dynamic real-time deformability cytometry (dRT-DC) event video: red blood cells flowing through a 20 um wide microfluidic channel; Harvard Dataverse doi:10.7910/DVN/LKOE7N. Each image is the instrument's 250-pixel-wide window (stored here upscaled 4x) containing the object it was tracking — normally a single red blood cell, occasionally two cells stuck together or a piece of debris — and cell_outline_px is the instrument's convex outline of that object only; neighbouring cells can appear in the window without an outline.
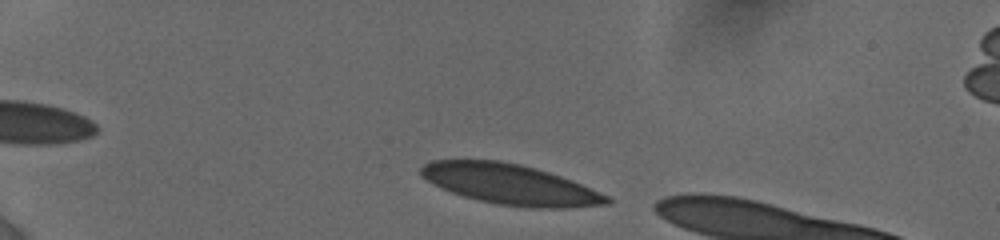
{"species": "human", "species_latin": "Homo sapiens", "temperature_condition": "cold", "stored_images_in_passage": 40, "camera_frame_rate_fps": 3000, "um_per_image_px": 0.085, "donor": {"sex": "female"}, "frame": {"image": 1, "passage_image": 3, "time_ms": 0.667, "image_size_px": [1000, 240], "cell_outline_px": [[612, 204], [564, 208], [528, 208], [496, 204], [464, 196], [440, 188], [432, 184], [420, 176], [420, 168], [428, 160], [500, 160], [520, 164], [536, 168], [572, 180], [608, 196], [612, 200]], "centroid_in_image_um": [43.34, 15.67], "position_along_channel_um": 41.7, "area_um2": 43.87}}
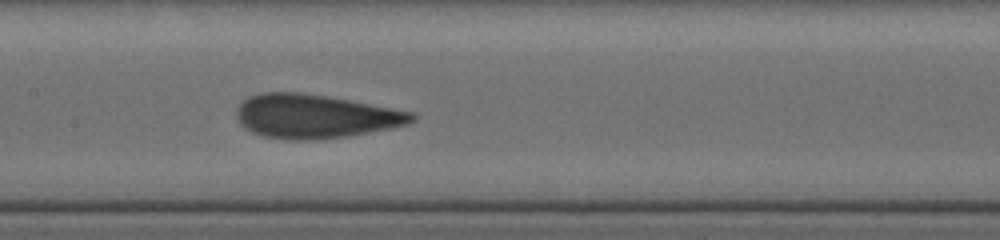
{"frame": {"image": 2, "passage_image": 18, "time_ms": 6.0, "image_size_px": [1000, 240], "cell_outline_px": [[416, 120], [408, 124], [392, 128], [348, 136], [316, 140], [292, 140], [264, 136], [252, 132], [244, 128], [240, 124], [236, 116], [236, 108], [248, 96], [264, 92], [300, 92], [328, 96], [392, 108], [412, 112], [416, 116]], "centroid_in_image_um": [26.77, 9.89], "position_along_channel_um": 180.6, "area_um2": 44.91}}
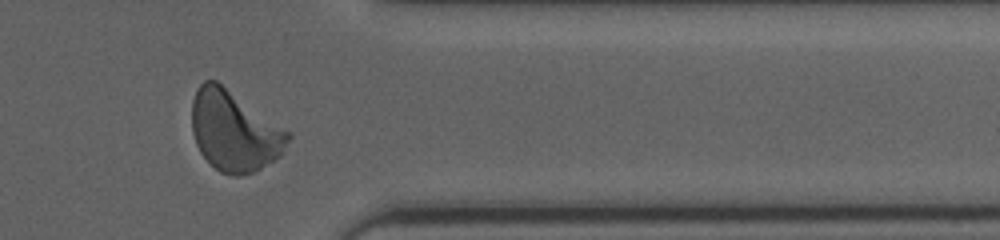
{"frame": {"image": 3, "passage_image": 32, "time_ms": 11.667, "image_size_px": [1000, 240], "cell_outline_px": [[292, 136], [284, 152], [280, 156], [260, 168], [252, 172], [240, 176], [232, 176], [220, 172], [200, 152], [196, 144], [192, 132], [192, 100], [196, 88], [204, 80], [216, 80], [292, 132]], "centroid_in_image_um": [19.94, 11.12], "position_along_channel_um": 391.5, "area_um2": 45.32}}